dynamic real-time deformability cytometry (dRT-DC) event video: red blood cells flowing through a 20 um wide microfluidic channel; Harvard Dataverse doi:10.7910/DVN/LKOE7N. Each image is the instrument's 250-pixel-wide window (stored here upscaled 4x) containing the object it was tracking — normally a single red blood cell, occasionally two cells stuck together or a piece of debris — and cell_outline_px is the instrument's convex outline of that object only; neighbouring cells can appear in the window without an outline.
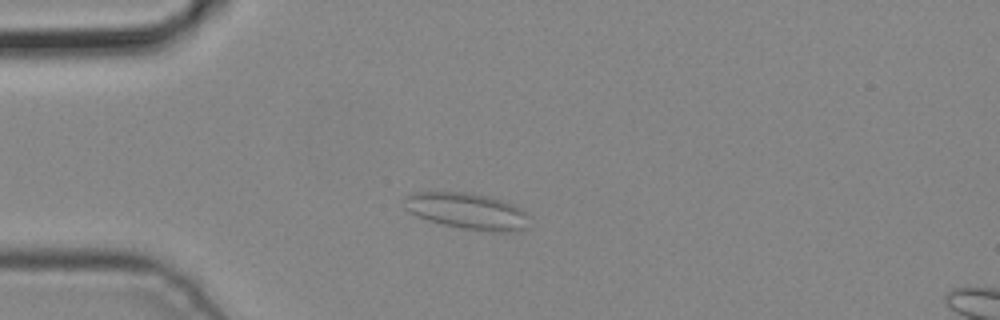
{"species": "common noctule bat (a hibernating species)", "species_latin": "Nyctalus noctula", "temperature_condition": "cold", "stored_images_in_passage": 3, "camera_frame_rate_fps": 3000, "um_per_image_px": 0.085, "animal": {"sex": "male", "body_mass_g": 19.2, "forearm_length_mm": 51.8}, "frame": {"image": 1, "passage_image": 3, "time_ms": 0.667, "image_size_px": [1000, 320], "cell_outline_px": [[528, 216], [524, 228], [512, 232], [492, 232], [464, 228], [444, 224], [428, 220], [404, 208], [404, 196], [412, 192], [468, 192], [488, 196], [512, 204], [520, 208]], "centroid_in_image_um": [39.68, 17.93], "position_along_channel_um": 45.3, "area_um2": 26.07}}